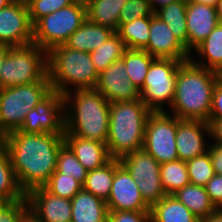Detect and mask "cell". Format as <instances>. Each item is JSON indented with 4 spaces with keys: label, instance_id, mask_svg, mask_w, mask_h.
I'll use <instances>...</instances> for the list:
<instances>
[{
    "label": "cell",
    "instance_id": "1",
    "mask_svg": "<svg viewBox=\"0 0 222 222\" xmlns=\"http://www.w3.org/2000/svg\"><path fill=\"white\" fill-rule=\"evenodd\" d=\"M19 187L26 194L43 186L56 171L57 156L65 143L64 134L12 131L3 136Z\"/></svg>",
    "mask_w": 222,
    "mask_h": 222
},
{
    "label": "cell",
    "instance_id": "2",
    "mask_svg": "<svg viewBox=\"0 0 222 222\" xmlns=\"http://www.w3.org/2000/svg\"><path fill=\"white\" fill-rule=\"evenodd\" d=\"M219 78L213 70L182 62L177 69V81L171 109L179 119L209 122L212 94Z\"/></svg>",
    "mask_w": 222,
    "mask_h": 222
},
{
    "label": "cell",
    "instance_id": "3",
    "mask_svg": "<svg viewBox=\"0 0 222 222\" xmlns=\"http://www.w3.org/2000/svg\"><path fill=\"white\" fill-rule=\"evenodd\" d=\"M73 97L71 92L63 95L65 107L71 100L74 103V109L64 114V136H78L106 144L110 103L96 88L75 90Z\"/></svg>",
    "mask_w": 222,
    "mask_h": 222
},
{
    "label": "cell",
    "instance_id": "4",
    "mask_svg": "<svg viewBox=\"0 0 222 222\" xmlns=\"http://www.w3.org/2000/svg\"><path fill=\"white\" fill-rule=\"evenodd\" d=\"M152 111L140 100L110 103L107 149L111 158L141 150L147 118Z\"/></svg>",
    "mask_w": 222,
    "mask_h": 222
},
{
    "label": "cell",
    "instance_id": "5",
    "mask_svg": "<svg viewBox=\"0 0 222 222\" xmlns=\"http://www.w3.org/2000/svg\"><path fill=\"white\" fill-rule=\"evenodd\" d=\"M47 68L52 90L62 96L69 93V83L76 90L96 88L99 74L89 52L55 46L47 52Z\"/></svg>",
    "mask_w": 222,
    "mask_h": 222
},
{
    "label": "cell",
    "instance_id": "6",
    "mask_svg": "<svg viewBox=\"0 0 222 222\" xmlns=\"http://www.w3.org/2000/svg\"><path fill=\"white\" fill-rule=\"evenodd\" d=\"M0 69L1 88L33 82H50L47 52L34 42L10 46Z\"/></svg>",
    "mask_w": 222,
    "mask_h": 222
},
{
    "label": "cell",
    "instance_id": "7",
    "mask_svg": "<svg viewBox=\"0 0 222 222\" xmlns=\"http://www.w3.org/2000/svg\"><path fill=\"white\" fill-rule=\"evenodd\" d=\"M52 91L50 82H33L0 89V139L19 130L27 112Z\"/></svg>",
    "mask_w": 222,
    "mask_h": 222
},
{
    "label": "cell",
    "instance_id": "8",
    "mask_svg": "<svg viewBox=\"0 0 222 222\" xmlns=\"http://www.w3.org/2000/svg\"><path fill=\"white\" fill-rule=\"evenodd\" d=\"M87 19L86 8L71 4L45 15L33 24V42L49 52L63 45Z\"/></svg>",
    "mask_w": 222,
    "mask_h": 222
},
{
    "label": "cell",
    "instance_id": "9",
    "mask_svg": "<svg viewBox=\"0 0 222 222\" xmlns=\"http://www.w3.org/2000/svg\"><path fill=\"white\" fill-rule=\"evenodd\" d=\"M183 61L156 58L150 65L143 87L139 90L140 100L151 111H164L165 101L172 105L177 69Z\"/></svg>",
    "mask_w": 222,
    "mask_h": 222
},
{
    "label": "cell",
    "instance_id": "10",
    "mask_svg": "<svg viewBox=\"0 0 222 222\" xmlns=\"http://www.w3.org/2000/svg\"><path fill=\"white\" fill-rule=\"evenodd\" d=\"M177 117L164 111H152L146 122L143 150L158 163L178 160L176 150Z\"/></svg>",
    "mask_w": 222,
    "mask_h": 222
},
{
    "label": "cell",
    "instance_id": "11",
    "mask_svg": "<svg viewBox=\"0 0 222 222\" xmlns=\"http://www.w3.org/2000/svg\"><path fill=\"white\" fill-rule=\"evenodd\" d=\"M136 181L145 202L151 207L165 195L161 184L160 163L143 149L131 152L119 159Z\"/></svg>",
    "mask_w": 222,
    "mask_h": 222
},
{
    "label": "cell",
    "instance_id": "12",
    "mask_svg": "<svg viewBox=\"0 0 222 222\" xmlns=\"http://www.w3.org/2000/svg\"><path fill=\"white\" fill-rule=\"evenodd\" d=\"M65 104L63 96L51 91L35 108L29 110L19 129L26 133H65ZM63 113V114H61Z\"/></svg>",
    "mask_w": 222,
    "mask_h": 222
},
{
    "label": "cell",
    "instance_id": "13",
    "mask_svg": "<svg viewBox=\"0 0 222 222\" xmlns=\"http://www.w3.org/2000/svg\"><path fill=\"white\" fill-rule=\"evenodd\" d=\"M33 42V24L27 4L9 3L0 9V43L20 46Z\"/></svg>",
    "mask_w": 222,
    "mask_h": 222
},
{
    "label": "cell",
    "instance_id": "14",
    "mask_svg": "<svg viewBox=\"0 0 222 222\" xmlns=\"http://www.w3.org/2000/svg\"><path fill=\"white\" fill-rule=\"evenodd\" d=\"M106 203L108 211H150V206L143 199L136 181L122 164L115 170Z\"/></svg>",
    "mask_w": 222,
    "mask_h": 222
},
{
    "label": "cell",
    "instance_id": "15",
    "mask_svg": "<svg viewBox=\"0 0 222 222\" xmlns=\"http://www.w3.org/2000/svg\"><path fill=\"white\" fill-rule=\"evenodd\" d=\"M96 89L109 103L140 99L139 89L129 79L122 58L99 74Z\"/></svg>",
    "mask_w": 222,
    "mask_h": 222
},
{
    "label": "cell",
    "instance_id": "16",
    "mask_svg": "<svg viewBox=\"0 0 222 222\" xmlns=\"http://www.w3.org/2000/svg\"><path fill=\"white\" fill-rule=\"evenodd\" d=\"M150 37L143 49L154 58L190 60L185 45L173 34L168 25L155 14L150 16Z\"/></svg>",
    "mask_w": 222,
    "mask_h": 222
},
{
    "label": "cell",
    "instance_id": "17",
    "mask_svg": "<svg viewBox=\"0 0 222 222\" xmlns=\"http://www.w3.org/2000/svg\"><path fill=\"white\" fill-rule=\"evenodd\" d=\"M25 197L40 222H71V200L50 193L43 186L31 189Z\"/></svg>",
    "mask_w": 222,
    "mask_h": 222
},
{
    "label": "cell",
    "instance_id": "18",
    "mask_svg": "<svg viewBox=\"0 0 222 222\" xmlns=\"http://www.w3.org/2000/svg\"><path fill=\"white\" fill-rule=\"evenodd\" d=\"M203 131L210 133L208 122L177 118L175 143L179 160L187 162L208 151L209 147H205Z\"/></svg>",
    "mask_w": 222,
    "mask_h": 222
},
{
    "label": "cell",
    "instance_id": "19",
    "mask_svg": "<svg viewBox=\"0 0 222 222\" xmlns=\"http://www.w3.org/2000/svg\"><path fill=\"white\" fill-rule=\"evenodd\" d=\"M215 7L187 1L186 25L188 31V52L201 44L219 24Z\"/></svg>",
    "mask_w": 222,
    "mask_h": 222
},
{
    "label": "cell",
    "instance_id": "20",
    "mask_svg": "<svg viewBox=\"0 0 222 222\" xmlns=\"http://www.w3.org/2000/svg\"><path fill=\"white\" fill-rule=\"evenodd\" d=\"M64 140L87 171L103 166L111 159L105 143L78 136H64Z\"/></svg>",
    "mask_w": 222,
    "mask_h": 222
},
{
    "label": "cell",
    "instance_id": "21",
    "mask_svg": "<svg viewBox=\"0 0 222 222\" xmlns=\"http://www.w3.org/2000/svg\"><path fill=\"white\" fill-rule=\"evenodd\" d=\"M71 222H107V203L83 188L71 199Z\"/></svg>",
    "mask_w": 222,
    "mask_h": 222
},
{
    "label": "cell",
    "instance_id": "22",
    "mask_svg": "<svg viewBox=\"0 0 222 222\" xmlns=\"http://www.w3.org/2000/svg\"><path fill=\"white\" fill-rule=\"evenodd\" d=\"M116 31L86 19L65 43L71 49L92 52L104 44Z\"/></svg>",
    "mask_w": 222,
    "mask_h": 222
},
{
    "label": "cell",
    "instance_id": "23",
    "mask_svg": "<svg viewBox=\"0 0 222 222\" xmlns=\"http://www.w3.org/2000/svg\"><path fill=\"white\" fill-rule=\"evenodd\" d=\"M151 222H200L182 202L173 195H165L150 207Z\"/></svg>",
    "mask_w": 222,
    "mask_h": 222
},
{
    "label": "cell",
    "instance_id": "24",
    "mask_svg": "<svg viewBox=\"0 0 222 222\" xmlns=\"http://www.w3.org/2000/svg\"><path fill=\"white\" fill-rule=\"evenodd\" d=\"M120 164L119 159L111 158L103 166L88 171L83 189L106 202L111 192L115 170Z\"/></svg>",
    "mask_w": 222,
    "mask_h": 222
},
{
    "label": "cell",
    "instance_id": "25",
    "mask_svg": "<svg viewBox=\"0 0 222 222\" xmlns=\"http://www.w3.org/2000/svg\"><path fill=\"white\" fill-rule=\"evenodd\" d=\"M173 196L182 202L200 220L217 209L210 201L205 187L202 186L186 185L176 191Z\"/></svg>",
    "mask_w": 222,
    "mask_h": 222
},
{
    "label": "cell",
    "instance_id": "26",
    "mask_svg": "<svg viewBox=\"0 0 222 222\" xmlns=\"http://www.w3.org/2000/svg\"><path fill=\"white\" fill-rule=\"evenodd\" d=\"M25 196L17 183L9 154L0 141V203L20 201Z\"/></svg>",
    "mask_w": 222,
    "mask_h": 222
},
{
    "label": "cell",
    "instance_id": "27",
    "mask_svg": "<svg viewBox=\"0 0 222 222\" xmlns=\"http://www.w3.org/2000/svg\"><path fill=\"white\" fill-rule=\"evenodd\" d=\"M127 0H93L86 8L87 19L114 31L119 28V17Z\"/></svg>",
    "mask_w": 222,
    "mask_h": 222
},
{
    "label": "cell",
    "instance_id": "28",
    "mask_svg": "<svg viewBox=\"0 0 222 222\" xmlns=\"http://www.w3.org/2000/svg\"><path fill=\"white\" fill-rule=\"evenodd\" d=\"M187 1L179 0L157 9L154 14L164 21L173 34L188 50V31L186 25Z\"/></svg>",
    "mask_w": 222,
    "mask_h": 222
},
{
    "label": "cell",
    "instance_id": "29",
    "mask_svg": "<svg viewBox=\"0 0 222 222\" xmlns=\"http://www.w3.org/2000/svg\"><path fill=\"white\" fill-rule=\"evenodd\" d=\"M150 16L131 20L126 24H119L116 33L124 42L127 49L143 50L150 37Z\"/></svg>",
    "mask_w": 222,
    "mask_h": 222
},
{
    "label": "cell",
    "instance_id": "30",
    "mask_svg": "<svg viewBox=\"0 0 222 222\" xmlns=\"http://www.w3.org/2000/svg\"><path fill=\"white\" fill-rule=\"evenodd\" d=\"M122 59L125 62L129 79L140 90L143 87L149 67L156 58L145 50L126 49Z\"/></svg>",
    "mask_w": 222,
    "mask_h": 222
},
{
    "label": "cell",
    "instance_id": "31",
    "mask_svg": "<svg viewBox=\"0 0 222 222\" xmlns=\"http://www.w3.org/2000/svg\"><path fill=\"white\" fill-rule=\"evenodd\" d=\"M160 177L166 195H173L190 184L186 162L179 159L161 164Z\"/></svg>",
    "mask_w": 222,
    "mask_h": 222
},
{
    "label": "cell",
    "instance_id": "32",
    "mask_svg": "<svg viewBox=\"0 0 222 222\" xmlns=\"http://www.w3.org/2000/svg\"><path fill=\"white\" fill-rule=\"evenodd\" d=\"M126 46L115 32L104 44L90 52L91 59L98 74L112 63L121 59Z\"/></svg>",
    "mask_w": 222,
    "mask_h": 222
},
{
    "label": "cell",
    "instance_id": "33",
    "mask_svg": "<svg viewBox=\"0 0 222 222\" xmlns=\"http://www.w3.org/2000/svg\"><path fill=\"white\" fill-rule=\"evenodd\" d=\"M199 55L207 58L208 63H198L190 59L194 64L215 70L222 63V22L213 29L209 36L196 48Z\"/></svg>",
    "mask_w": 222,
    "mask_h": 222
},
{
    "label": "cell",
    "instance_id": "34",
    "mask_svg": "<svg viewBox=\"0 0 222 222\" xmlns=\"http://www.w3.org/2000/svg\"><path fill=\"white\" fill-rule=\"evenodd\" d=\"M56 171L64 174L65 176L75 178L82 185L86 180L88 172L78 161L74 152L66 143H64L58 151Z\"/></svg>",
    "mask_w": 222,
    "mask_h": 222
},
{
    "label": "cell",
    "instance_id": "35",
    "mask_svg": "<svg viewBox=\"0 0 222 222\" xmlns=\"http://www.w3.org/2000/svg\"><path fill=\"white\" fill-rule=\"evenodd\" d=\"M190 184L205 187L215 175L209 151L186 162Z\"/></svg>",
    "mask_w": 222,
    "mask_h": 222
},
{
    "label": "cell",
    "instance_id": "36",
    "mask_svg": "<svg viewBox=\"0 0 222 222\" xmlns=\"http://www.w3.org/2000/svg\"><path fill=\"white\" fill-rule=\"evenodd\" d=\"M43 187L54 195L71 200L83 185L75 178L55 171Z\"/></svg>",
    "mask_w": 222,
    "mask_h": 222
},
{
    "label": "cell",
    "instance_id": "37",
    "mask_svg": "<svg viewBox=\"0 0 222 222\" xmlns=\"http://www.w3.org/2000/svg\"><path fill=\"white\" fill-rule=\"evenodd\" d=\"M71 4H73L71 0H28L27 7L31 23L34 24L43 16Z\"/></svg>",
    "mask_w": 222,
    "mask_h": 222
},
{
    "label": "cell",
    "instance_id": "38",
    "mask_svg": "<svg viewBox=\"0 0 222 222\" xmlns=\"http://www.w3.org/2000/svg\"><path fill=\"white\" fill-rule=\"evenodd\" d=\"M154 14L150 0H127L122 7L119 24L129 23L131 20L149 17Z\"/></svg>",
    "mask_w": 222,
    "mask_h": 222
},
{
    "label": "cell",
    "instance_id": "39",
    "mask_svg": "<svg viewBox=\"0 0 222 222\" xmlns=\"http://www.w3.org/2000/svg\"><path fill=\"white\" fill-rule=\"evenodd\" d=\"M28 209L26 197L20 201L0 203V222H18Z\"/></svg>",
    "mask_w": 222,
    "mask_h": 222
},
{
    "label": "cell",
    "instance_id": "40",
    "mask_svg": "<svg viewBox=\"0 0 222 222\" xmlns=\"http://www.w3.org/2000/svg\"><path fill=\"white\" fill-rule=\"evenodd\" d=\"M107 222H151L150 211H109Z\"/></svg>",
    "mask_w": 222,
    "mask_h": 222
},
{
    "label": "cell",
    "instance_id": "41",
    "mask_svg": "<svg viewBox=\"0 0 222 222\" xmlns=\"http://www.w3.org/2000/svg\"><path fill=\"white\" fill-rule=\"evenodd\" d=\"M205 189L215 207L222 209V174L215 173L207 182Z\"/></svg>",
    "mask_w": 222,
    "mask_h": 222
},
{
    "label": "cell",
    "instance_id": "42",
    "mask_svg": "<svg viewBox=\"0 0 222 222\" xmlns=\"http://www.w3.org/2000/svg\"><path fill=\"white\" fill-rule=\"evenodd\" d=\"M209 119H222V81H218L214 87Z\"/></svg>",
    "mask_w": 222,
    "mask_h": 222
},
{
    "label": "cell",
    "instance_id": "43",
    "mask_svg": "<svg viewBox=\"0 0 222 222\" xmlns=\"http://www.w3.org/2000/svg\"><path fill=\"white\" fill-rule=\"evenodd\" d=\"M213 169L216 174H222V145L212 144L208 148Z\"/></svg>",
    "mask_w": 222,
    "mask_h": 222
},
{
    "label": "cell",
    "instance_id": "44",
    "mask_svg": "<svg viewBox=\"0 0 222 222\" xmlns=\"http://www.w3.org/2000/svg\"><path fill=\"white\" fill-rule=\"evenodd\" d=\"M209 128L212 137L216 140V144L222 145V119H209Z\"/></svg>",
    "mask_w": 222,
    "mask_h": 222
},
{
    "label": "cell",
    "instance_id": "45",
    "mask_svg": "<svg viewBox=\"0 0 222 222\" xmlns=\"http://www.w3.org/2000/svg\"><path fill=\"white\" fill-rule=\"evenodd\" d=\"M200 222H222V209H216L207 217L202 218Z\"/></svg>",
    "mask_w": 222,
    "mask_h": 222
},
{
    "label": "cell",
    "instance_id": "46",
    "mask_svg": "<svg viewBox=\"0 0 222 222\" xmlns=\"http://www.w3.org/2000/svg\"><path fill=\"white\" fill-rule=\"evenodd\" d=\"M18 222H40L39 218L28 209L19 219Z\"/></svg>",
    "mask_w": 222,
    "mask_h": 222
},
{
    "label": "cell",
    "instance_id": "47",
    "mask_svg": "<svg viewBox=\"0 0 222 222\" xmlns=\"http://www.w3.org/2000/svg\"><path fill=\"white\" fill-rule=\"evenodd\" d=\"M176 1H179V0H150V4H151L152 10L155 12L157 10L156 6L161 8L165 5H169V4L176 2Z\"/></svg>",
    "mask_w": 222,
    "mask_h": 222
},
{
    "label": "cell",
    "instance_id": "48",
    "mask_svg": "<svg viewBox=\"0 0 222 222\" xmlns=\"http://www.w3.org/2000/svg\"><path fill=\"white\" fill-rule=\"evenodd\" d=\"M9 48H10L9 45L0 43V68L3 65L4 59L6 57L7 52L9 51ZM0 89H1V79H0Z\"/></svg>",
    "mask_w": 222,
    "mask_h": 222
},
{
    "label": "cell",
    "instance_id": "49",
    "mask_svg": "<svg viewBox=\"0 0 222 222\" xmlns=\"http://www.w3.org/2000/svg\"><path fill=\"white\" fill-rule=\"evenodd\" d=\"M190 1L196 3H202L216 8L219 0H190Z\"/></svg>",
    "mask_w": 222,
    "mask_h": 222
},
{
    "label": "cell",
    "instance_id": "50",
    "mask_svg": "<svg viewBox=\"0 0 222 222\" xmlns=\"http://www.w3.org/2000/svg\"><path fill=\"white\" fill-rule=\"evenodd\" d=\"M73 4L87 8L93 0H71Z\"/></svg>",
    "mask_w": 222,
    "mask_h": 222
},
{
    "label": "cell",
    "instance_id": "51",
    "mask_svg": "<svg viewBox=\"0 0 222 222\" xmlns=\"http://www.w3.org/2000/svg\"><path fill=\"white\" fill-rule=\"evenodd\" d=\"M216 11H217L219 21L222 22V0L218 1Z\"/></svg>",
    "mask_w": 222,
    "mask_h": 222
},
{
    "label": "cell",
    "instance_id": "52",
    "mask_svg": "<svg viewBox=\"0 0 222 222\" xmlns=\"http://www.w3.org/2000/svg\"><path fill=\"white\" fill-rule=\"evenodd\" d=\"M214 73L219 78V81H222V63L214 70Z\"/></svg>",
    "mask_w": 222,
    "mask_h": 222
},
{
    "label": "cell",
    "instance_id": "53",
    "mask_svg": "<svg viewBox=\"0 0 222 222\" xmlns=\"http://www.w3.org/2000/svg\"><path fill=\"white\" fill-rule=\"evenodd\" d=\"M9 3L8 0H0V9L6 7Z\"/></svg>",
    "mask_w": 222,
    "mask_h": 222
},
{
    "label": "cell",
    "instance_id": "54",
    "mask_svg": "<svg viewBox=\"0 0 222 222\" xmlns=\"http://www.w3.org/2000/svg\"><path fill=\"white\" fill-rule=\"evenodd\" d=\"M10 3H21V4H27L28 0H8Z\"/></svg>",
    "mask_w": 222,
    "mask_h": 222
}]
</instances>
